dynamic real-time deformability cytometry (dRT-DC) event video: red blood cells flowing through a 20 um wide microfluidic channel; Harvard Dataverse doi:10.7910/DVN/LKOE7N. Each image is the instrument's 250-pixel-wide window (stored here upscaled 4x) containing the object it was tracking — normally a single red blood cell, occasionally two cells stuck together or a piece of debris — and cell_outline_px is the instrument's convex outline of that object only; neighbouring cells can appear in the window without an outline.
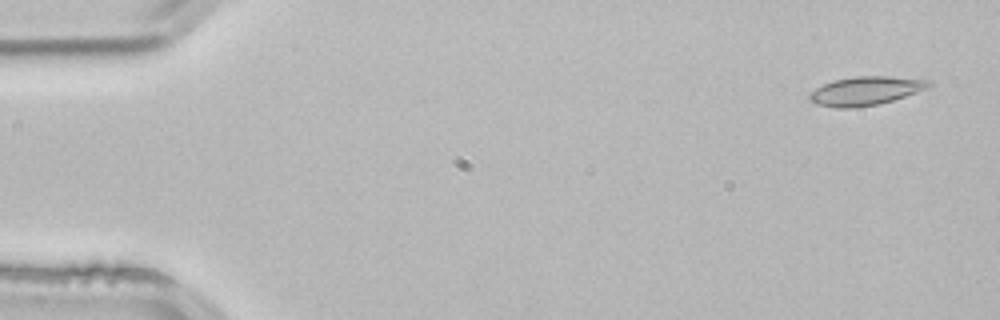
{"species": "common noctule bat (a hibernating species)", "species_latin": "Nyctalus noctula", "temperature_condition": "room temperature", "stored_images_in_passage": 4, "camera_frame_rate_fps": 3000, "um_per_image_px": 0.085, "animal": {"sex": "male", "body_mass_g": 21.5, "forearm_length_mm": 52.0}, "frame": {"image": 1, "passage_image": 1, "time_ms": 0.0, "image_size_px": [1000, 320], "cell_outline_px": [[932, 84], [928, 88], [880, 104], [856, 108], [836, 108], [816, 104], [808, 100], [808, 96], [816, 88], [832, 80], [856, 76], [888, 76], [928, 80]], "centroid_in_image_um": [73.54, 7.73], "position_along_channel_um": 11.5, "area_um2": 19.94}}
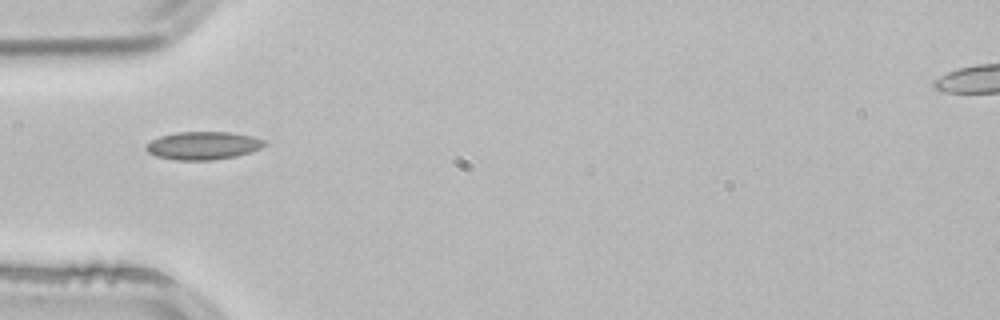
{"frame": {"image": 2, "passage_image": 4, "time_ms": 1.0, "image_size_px": [1000, 320], "cell_outline_px": [[268, 144], [260, 148], [236, 156], [212, 160], [176, 160], [156, 156], [148, 152], [144, 148], [152, 140], [160, 136], [176, 132], [232, 132], [252, 136], [264, 140]], "centroid_in_image_um": [17.26, 12.37], "position_along_channel_um": 67.7, "area_um2": 19.25}}